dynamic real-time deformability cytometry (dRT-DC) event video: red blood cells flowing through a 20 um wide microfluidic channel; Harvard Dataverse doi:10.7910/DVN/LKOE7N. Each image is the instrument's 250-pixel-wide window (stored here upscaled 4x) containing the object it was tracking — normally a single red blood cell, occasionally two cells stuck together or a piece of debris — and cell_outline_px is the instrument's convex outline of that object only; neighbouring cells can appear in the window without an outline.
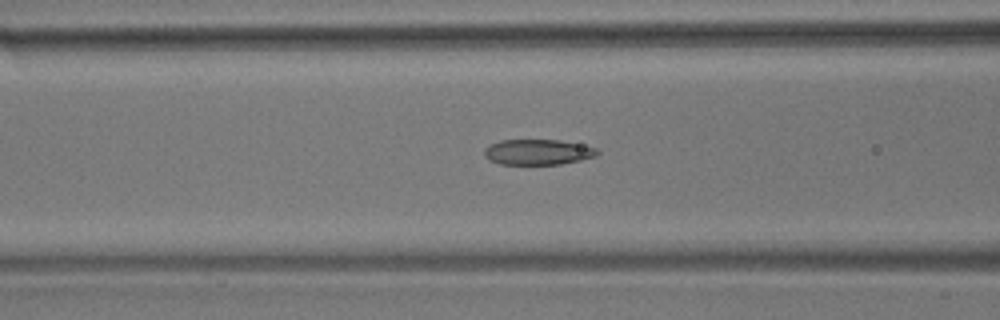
{"species": "common noctule bat (a hibernating species)", "species_latin": "Nyctalus noctula", "temperature_condition": "room temperature", "stored_images_in_passage": 38, "camera_frame_rate_fps": 3000, "um_per_image_px": 0.085, "animal": {"sex": "male", "body_mass_g": 17.9}, "frame": {"image": 1, "passage_image": 18, "time_ms": 5.667, "image_size_px": [1000, 320], "cell_outline_px": [[600, 152], [596, 156], [580, 160], [560, 164], [500, 164], [488, 160], [484, 156], [484, 148], [488, 144], [500, 140], [560, 140], [580, 144], [596, 148]], "centroid_in_image_um": [45.67, 12.92], "position_along_channel_um": 120.9, "area_um2": 16.88}}
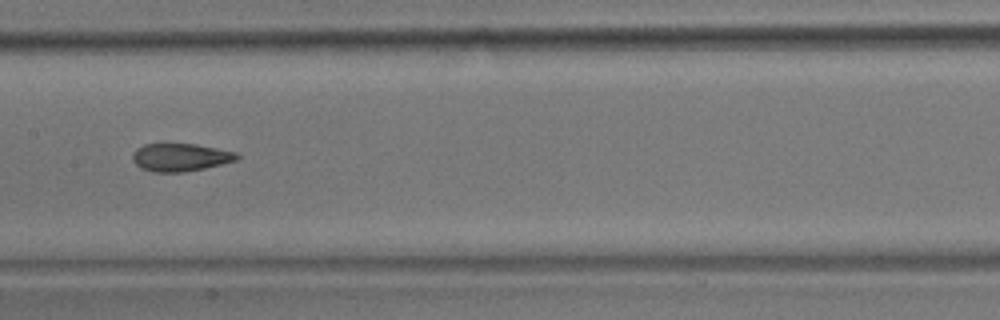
{"frame": {"image": 2, "passage_image": 24, "time_ms": 7.667, "image_size_px": [1000, 320], "cell_outline_px": [[240, 156], [236, 160], [204, 168], [184, 172], [152, 172], [140, 168], [132, 160], [132, 156], [136, 148], [144, 144], [196, 144], [236, 152]], "centroid_in_image_um": [15.3, 13.37], "position_along_channel_um": 192.1, "area_um2": 16.88}}
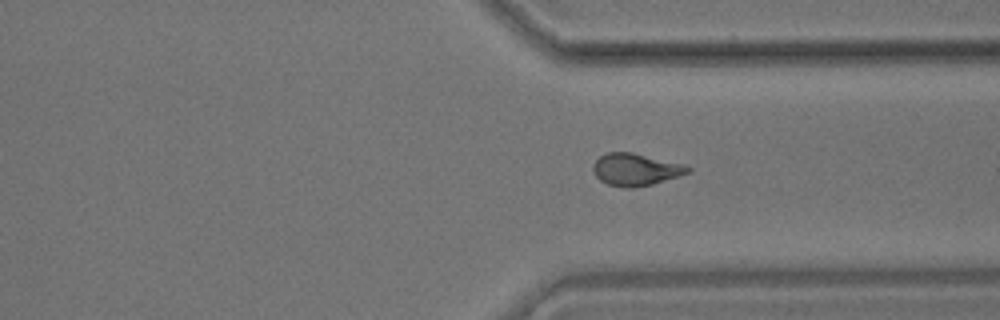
{"frame": {"image": 3, "passage_image": 38, "time_ms": 12.333, "image_size_px": [1000, 320], "cell_outline_px": [[692, 172], [652, 184], [636, 188], [624, 188], [608, 184], [600, 180], [596, 176], [592, 168], [592, 164], [600, 156], [608, 152], [632, 152], [680, 164], [692, 168]], "centroid_in_image_um": [54.0, 14.42], "position_along_channel_um": 357.4, "area_um2": 17.69}}